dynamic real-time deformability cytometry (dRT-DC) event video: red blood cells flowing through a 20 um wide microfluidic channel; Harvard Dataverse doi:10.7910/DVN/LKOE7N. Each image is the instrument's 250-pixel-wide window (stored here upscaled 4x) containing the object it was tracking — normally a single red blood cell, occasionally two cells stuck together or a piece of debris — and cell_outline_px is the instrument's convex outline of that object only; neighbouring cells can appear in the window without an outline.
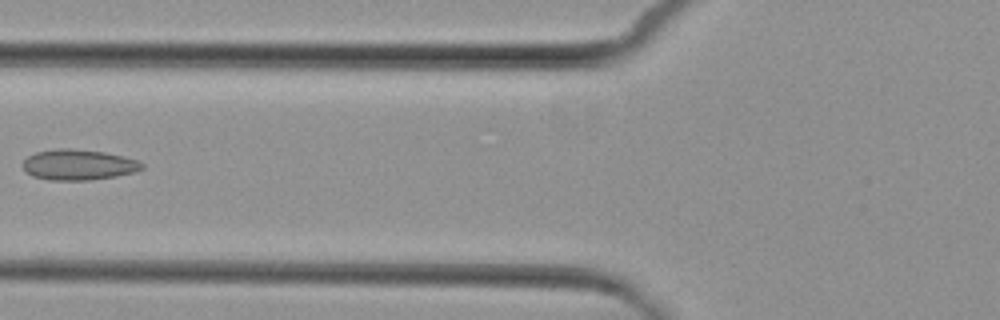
{"species": "common noctule bat (a hibernating species)", "species_latin": "Nyctalus noctula", "temperature_condition": "cold", "stored_images_in_passage": 5, "camera_frame_rate_fps": 3000, "um_per_image_px": 0.085, "animal": {"sex": "female", "body_mass_g": 29.2, "forearm_length_mm": 56.3}, "frame": {"image": 1, "passage_image": 4, "time_ms": 4.667, "image_size_px": [1000, 320], "cell_outline_px": [[144, 168], [136, 172], [116, 176], [92, 180], [48, 180], [32, 176], [24, 172], [20, 164], [28, 156], [36, 152], [60, 148], [68, 148], [104, 152], [124, 156], [136, 160], [144, 164]], "centroid_in_image_um": [6.64, 14.01], "position_along_channel_um": 119.2, "area_um2": 21.5}}
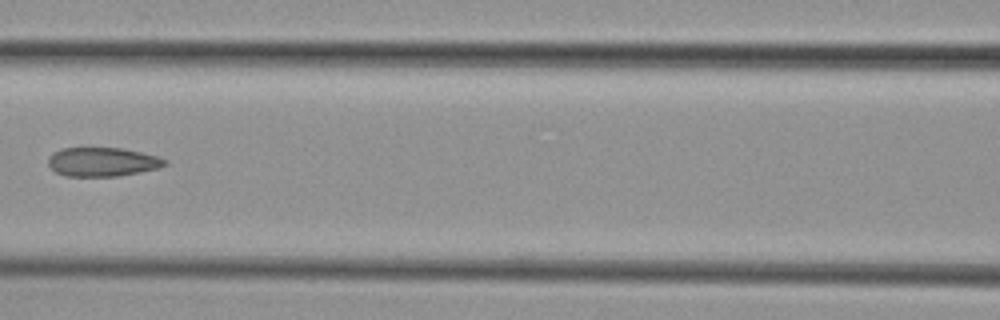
{"frame": {"image": 2, "passage_image": 5, "time_ms": 5.667, "image_size_px": [1000, 320], "cell_outline_px": [[168, 164], [160, 168], [140, 172], [116, 176], [64, 176], [56, 172], [48, 164], [48, 156], [52, 152], [60, 148], [124, 148], [156, 156], [168, 160]], "centroid_in_image_um": [8.7, 13.76], "position_along_channel_um": 157.9, "area_um2": 19.83}}